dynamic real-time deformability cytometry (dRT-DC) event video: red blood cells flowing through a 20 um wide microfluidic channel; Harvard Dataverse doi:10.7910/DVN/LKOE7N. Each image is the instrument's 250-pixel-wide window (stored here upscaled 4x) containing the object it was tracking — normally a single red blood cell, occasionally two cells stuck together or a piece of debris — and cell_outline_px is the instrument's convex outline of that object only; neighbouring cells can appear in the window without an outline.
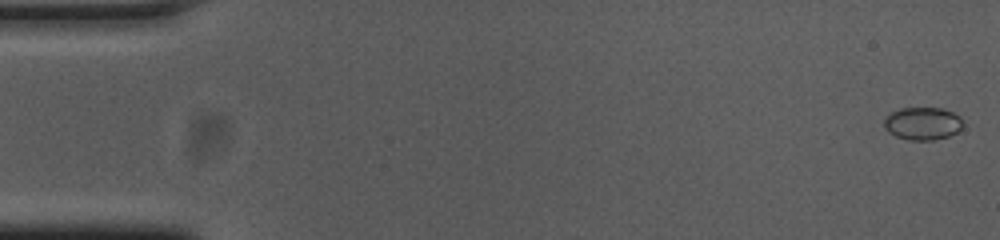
{"species": "common noctule bat (a hibernating species)", "species_latin": "Nyctalus noctula", "temperature_condition": "cold", "stored_images_in_passage": 54, "camera_frame_rate_fps": 3000, "um_per_image_px": 0.085, "animal": {"sex": "female", "body_mass_g": 23.0, "forearm_length_mm": 53.4}, "frame": {"image": 1, "passage_image": 1, "time_ms": 0.0, "image_size_px": [1000, 240], "cell_outline_px": [[964, 128], [948, 136], [932, 140], [908, 140], [896, 136], [888, 132], [884, 128], [884, 120], [892, 112], [900, 108], [944, 108], [960, 116], [964, 124]], "centroid_in_image_um": [78.45, 10.5], "position_along_channel_um": 6.5, "area_um2": 15.14}}
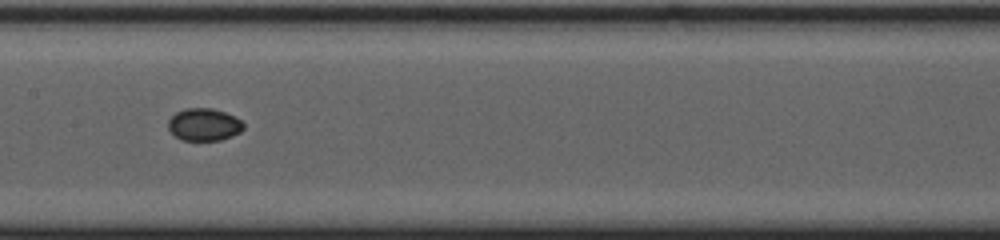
{"frame": {"image": 2, "passage_image": 27, "time_ms": 8.667, "image_size_px": [1000, 240], "cell_outline_px": [[244, 128], [240, 132], [232, 136], [220, 140], [180, 140], [168, 128], [168, 120], [176, 112], [184, 108], [212, 108], [236, 116], [244, 124]], "centroid_in_image_um": [17.35, 10.58], "position_along_channel_um": 190.1, "area_um2": 14.28}}
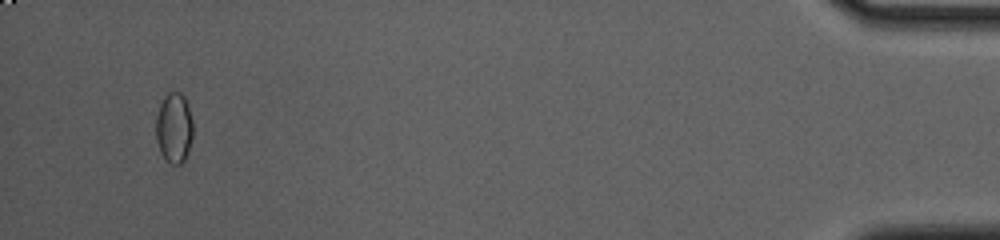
{"frame": {"image": 3, "passage_image": 52, "time_ms": 17.0, "image_size_px": [1000, 240], "cell_outline_px": [[192, 136], [184, 160], [180, 164], [172, 164], [160, 152], [156, 140], [156, 116], [160, 104], [164, 96], [168, 92], [180, 92], [184, 96], [192, 120]], "centroid_in_image_um": [14.77, 10.84], "position_along_channel_um": 420.4, "area_um2": 14.91}, "authors_computed_cell_mechanics": {"area_um2": 14.161, "velocity_mm_per_s": 3.7433, "shape_relaxation_time_tau1_ms": null, "shape_relaxation_time_tau2_ms": 3.9061, "deformation_change_tau1": null, "deformation_change_tau2": 0.0243}}